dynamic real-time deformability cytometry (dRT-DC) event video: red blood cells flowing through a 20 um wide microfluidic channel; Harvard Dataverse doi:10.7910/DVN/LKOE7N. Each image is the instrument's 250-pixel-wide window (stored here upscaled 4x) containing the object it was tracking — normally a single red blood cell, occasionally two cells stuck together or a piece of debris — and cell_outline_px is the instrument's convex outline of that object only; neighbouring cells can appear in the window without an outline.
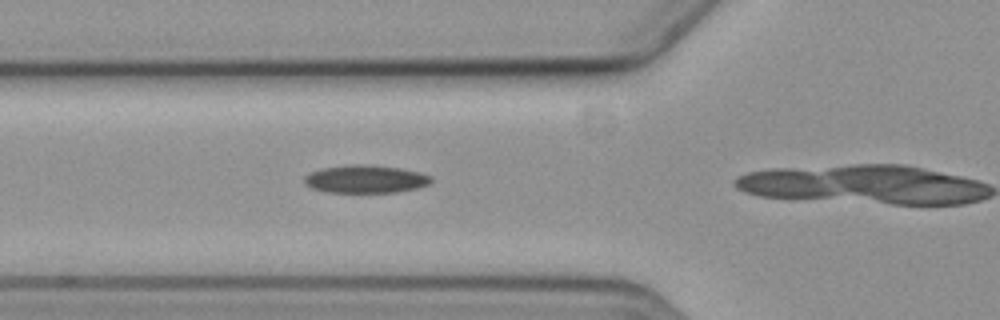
{"species": "common noctule bat (a hibernating species)", "species_latin": "Nyctalus noctula", "temperature_condition": "cold", "stored_images_in_passage": 5, "camera_frame_rate_fps": 3000, "um_per_image_px": 0.085, "animal": {"sex": "female", "body_mass_g": 19.3, "forearm_length_mm": 54.1}, "frame": {"image": 1, "passage_image": 3, "time_ms": 2.333, "image_size_px": [1000, 320], "cell_outline_px": [[432, 180], [428, 184], [416, 188], [396, 192], [324, 192], [312, 188], [304, 184], [304, 176], [312, 172], [324, 168], [348, 164], [368, 164], [400, 168], [420, 172], [432, 176]], "centroid_in_image_um": [31.06, 15.21], "position_along_channel_um": 94.7, "area_um2": 20.63}}